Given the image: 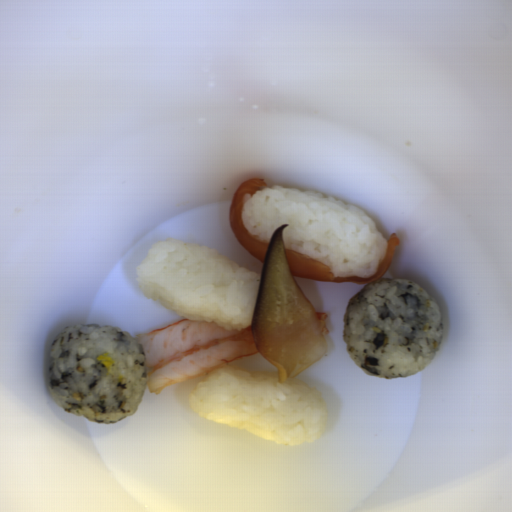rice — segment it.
Instances as JSON below:
<instances>
[{
	"label": "rice",
	"instance_id": "obj_1",
	"mask_svg": "<svg viewBox=\"0 0 512 512\" xmlns=\"http://www.w3.org/2000/svg\"><path fill=\"white\" fill-rule=\"evenodd\" d=\"M244 229L262 243L282 225L284 249L314 258L334 277L376 275L388 244L358 206L312 190L266 185L243 198Z\"/></svg>",
	"mask_w": 512,
	"mask_h": 512
},
{
	"label": "rice",
	"instance_id": "obj_4",
	"mask_svg": "<svg viewBox=\"0 0 512 512\" xmlns=\"http://www.w3.org/2000/svg\"><path fill=\"white\" fill-rule=\"evenodd\" d=\"M143 297L193 321L228 331L251 326L262 272L220 251L180 239L152 243L134 268Z\"/></svg>",
	"mask_w": 512,
	"mask_h": 512
},
{
	"label": "rice",
	"instance_id": "obj_2",
	"mask_svg": "<svg viewBox=\"0 0 512 512\" xmlns=\"http://www.w3.org/2000/svg\"><path fill=\"white\" fill-rule=\"evenodd\" d=\"M113 357L111 367L97 359ZM148 374L143 345L130 332L98 324L63 328L52 342L45 386L64 411L92 423L114 424L139 409Z\"/></svg>",
	"mask_w": 512,
	"mask_h": 512
},
{
	"label": "rice",
	"instance_id": "obj_3",
	"mask_svg": "<svg viewBox=\"0 0 512 512\" xmlns=\"http://www.w3.org/2000/svg\"><path fill=\"white\" fill-rule=\"evenodd\" d=\"M443 328L441 308L423 287L409 279L381 278L350 298L342 338L362 372L387 380L431 365Z\"/></svg>",
	"mask_w": 512,
	"mask_h": 512
},
{
	"label": "rice",
	"instance_id": "obj_5",
	"mask_svg": "<svg viewBox=\"0 0 512 512\" xmlns=\"http://www.w3.org/2000/svg\"><path fill=\"white\" fill-rule=\"evenodd\" d=\"M198 415L285 445L313 444L327 424L322 395L303 380L224 365L189 390Z\"/></svg>",
	"mask_w": 512,
	"mask_h": 512
}]
</instances>
